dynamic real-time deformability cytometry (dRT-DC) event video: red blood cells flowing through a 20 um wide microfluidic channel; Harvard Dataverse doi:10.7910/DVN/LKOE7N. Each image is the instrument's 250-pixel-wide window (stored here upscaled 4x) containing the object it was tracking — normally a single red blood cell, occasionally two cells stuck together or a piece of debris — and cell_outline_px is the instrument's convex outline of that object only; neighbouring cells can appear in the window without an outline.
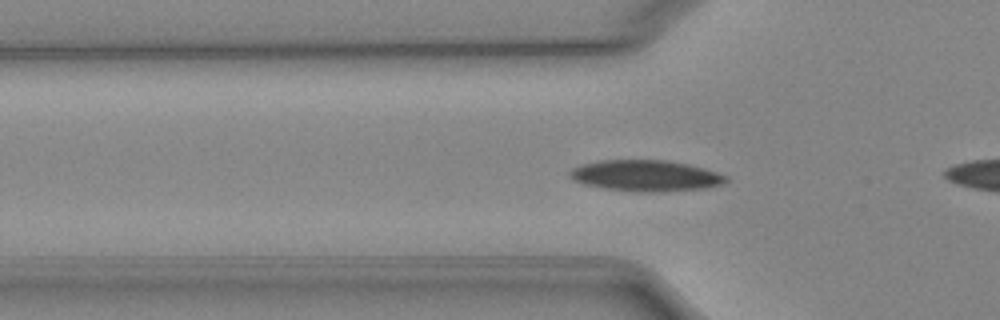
{"species": "Egyptian fruit bat (a non-hibernating species)", "species_latin": "Rousettus aegyptiacus", "temperature_condition": "cold", "stored_images_in_passage": 46, "camera_frame_rate_fps": 3000, "um_per_image_px": 0.085, "animal": {"sex": "female"}, "frame": {"image": 1, "passage_image": 10, "time_ms": 3.0, "image_size_px": [1000, 320], "cell_outline_px": [[728, 180], [724, 184], [704, 188], [660, 192], [640, 192], [604, 188], [584, 184], [572, 180], [568, 176], [568, 172], [572, 168], [580, 164], [600, 160], [664, 160], [688, 164], [704, 168], [728, 176]], "centroid_in_image_um": [54.86, 14.93], "position_along_channel_um": 70.9, "area_um2": 28.5}}
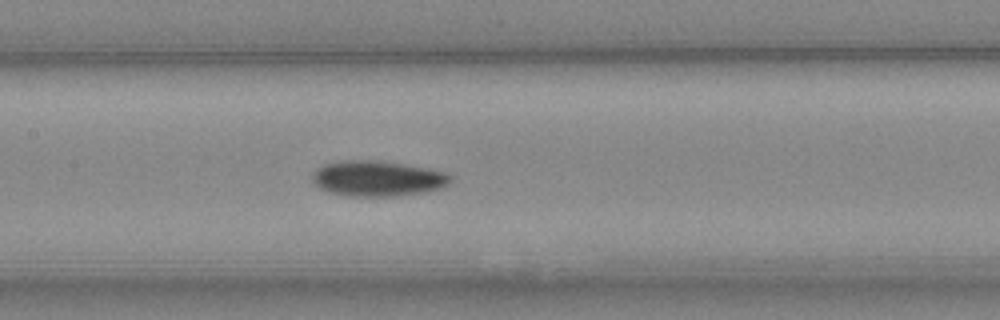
{"frame": {"image": 2, "passage_image": 18, "time_ms": 5.667, "image_size_px": [1000, 320], "cell_outline_px": [[452, 180], [444, 188], [424, 192], [396, 196], [348, 196], [328, 192], [316, 188], [312, 180], [312, 176], [324, 164], [344, 160], [380, 160], [428, 168], [448, 172], [452, 176]], "centroid_in_image_um": [32.13, 15.18], "position_along_channel_um": 175.3, "area_um2": 28.9}}
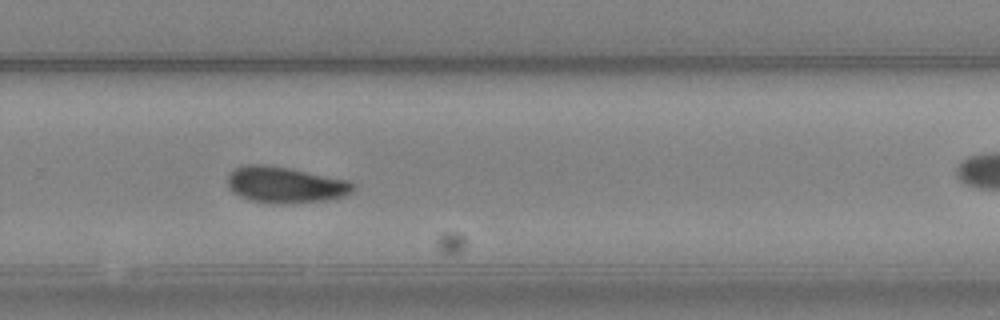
{"frame": {"image": 3, "passage_image": 28, "time_ms": 9.0, "image_size_px": [1000, 320], "cell_outline_px": [[356, 188], [348, 196], [332, 200], [292, 204], [272, 204], [248, 200], [240, 196], [228, 184], [228, 172], [236, 168], [248, 164], [264, 164], [288, 168], [348, 180], [356, 184]], "centroid_in_image_um": [24.32, 15.73], "position_along_channel_um": 305.5, "area_um2": 26.88}, "authors_computed_cell_mechanics": {"area_um2": 26.299, "velocity_mm_per_s": 3.9249, "shape_relaxation_time_tau1_ms": 2.398, "shape_relaxation_time_tau2_ms": null, "deformation_change_tau1": 0.0925, "deformation_change_tau2": null}}